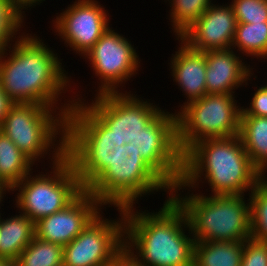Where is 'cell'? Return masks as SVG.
<instances>
[{
  "instance_id": "obj_14",
  "label": "cell",
  "mask_w": 267,
  "mask_h": 266,
  "mask_svg": "<svg viewBox=\"0 0 267 266\" xmlns=\"http://www.w3.org/2000/svg\"><path fill=\"white\" fill-rule=\"evenodd\" d=\"M71 3L60 14L55 13L57 16L52 19L51 28L60 42L82 58L112 25L111 18L109 10L99 0Z\"/></svg>"
},
{
  "instance_id": "obj_11",
  "label": "cell",
  "mask_w": 267,
  "mask_h": 266,
  "mask_svg": "<svg viewBox=\"0 0 267 266\" xmlns=\"http://www.w3.org/2000/svg\"><path fill=\"white\" fill-rule=\"evenodd\" d=\"M77 90L72 92L74 101H82L125 144L133 141L140 134L141 129L146 127L163 109L159 107V103L139 97L140 95L130 90L129 92L93 95L91 101L87 100L86 96L83 98L81 95L83 92L80 93Z\"/></svg>"
},
{
  "instance_id": "obj_9",
  "label": "cell",
  "mask_w": 267,
  "mask_h": 266,
  "mask_svg": "<svg viewBox=\"0 0 267 266\" xmlns=\"http://www.w3.org/2000/svg\"><path fill=\"white\" fill-rule=\"evenodd\" d=\"M236 97L206 94L177 111V143L182 154L200 140L239 134L242 106Z\"/></svg>"
},
{
  "instance_id": "obj_5",
  "label": "cell",
  "mask_w": 267,
  "mask_h": 266,
  "mask_svg": "<svg viewBox=\"0 0 267 266\" xmlns=\"http://www.w3.org/2000/svg\"><path fill=\"white\" fill-rule=\"evenodd\" d=\"M68 112L41 104L17 103L10 108L0 131L15 143L36 168L39 165L37 163H43L47 155L45 160L50 159L48 164L53 165L65 157Z\"/></svg>"
},
{
  "instance_id": "obj_22",
  "label": "cell",
  "mask_w": 267,
  "mask_h": 266,
  "mask_svg": "<svg viewBox=\"0 0 267 266\" xmlns=\"http://www.w3.org/2000/svg\"><path fill=\"white\" fill-rule=\"evenodd\" d=\"M34 165L15 143L0 131V182L11 190L35 170Z\"/></svg>"
},
{
  "instance_id": "obj_2",
  "label": "cell",
  "mask_w": 267,
  "mask_h": 266,
  "mask_svg": "<svg viewBox=\"0 0 267 266\" xmlns=\"http://www.w3.org/2000/svg\"><path fill=\"white\" fill-rule=\"evenodd\" d=\"M162 205L158 212L123 208L124 248L142 266H193L195 241L186 214L171 195Z\"/></svg>"
},
{
  "instance_id": "obj_6",
  "label": "cell",
  "mask_w": 267,
  "mask_h": 266,
  "mask_svg": "<svg viewBox=\"0 0 267 266\" xmlns=\"http://www.w3.org/2000/svg\"><path fill=\"white\" fill-rule=\"evenodd\" d=\"M104 207L126 208L172 188L144 161L133 144L121 145L112 163L85 189ZM149 195V196H148Z\"/></svg>"
},
{
  "instance_id": "obj_15",
  "label": "cell",
  "mask_w": 267,
  "mask_h": 266,
  "mask_svg": "<svg viewBox=\"0 0 267 266\" xmlns=\"http://www.w3.org/2000/svg\"><path fill=\"white\" fill-rule=\"evenodd\" d=\"M105 207L84 190L65 209L35 222V236L65 246L70 243Z\"/></svg>"
},
{
  "instance_id": "obj_26",
  "label": "cell",
  "mask_w": 267,
  "mask_h": 266,
  "mask_svg": "<svg viewBox=\"0 0 267 266\" xmlns=\"http://www.w3.org/2000/svg\"><path fill=\"white\" fill-rule=\"evenodd\" d=\"M251 237L267 243V176L249 193Z\"/></svg>"
},
{
  "instance_id": "obj_28",
  "label": "cell",
  "mask_w": 267,
  "mask_h": 266,
  "mask_svg": "<svg viewBox=\"0 0 267 266\" xmlns=\"http://www.w3.org/2000/svg\"><path fill=\"white\" fill-rule=\"evenodd\" d=\"M237 23H262L267 21V0H232Z\"/></svg>"
},
{
  "instance_id": "obj_21",
  "label": "cell",
  "mask_w": 267,
  "mask_h": 266,
  "mask_svg": "<svg viewBox=\"0 0 267 266\" xmlns=\"http://www.w3.org/2000/svg\"><path fill=\"white\" fill-rule=\"evenodd\" d=\"M243 241H195L193 266H241Z\"/></svg>"
},
{
  "instance_id": "obj_13",
  "label": "cell",
  "mask_w": 267,
  "mask_h": 266,
  "mask_svg": "<svg viewBox=\"0 0 267 266\" xmlns=\"http://www.w3.org/2000/svg\"><path fill=\"white\" fill-rule=\"evenodd\" d=\"M104 217V209L64 246L63 266H106L124 248V214ZM104 214V215H103Z\"/></svg>"
},
{
  "instance_id": "obj_30",
  "label": "cell",
  "mask_w": 267,
  "mask_h": 266,
  "mask_svg": "<svg viewBox=\"0 0 267 266\" xmlns=\"http://www.w3.org/2000/svg\"><path fill=\"white\" fill-rule=\"evenodd\" d=\"M267 83V82H266ZM257 86V87H255ZM254 86V94L247 106H242L241 115L267 117V84ZM256 88V89H255ZM249 105V106H248Z\"/></svg>"
},
{
  "instance_id": "obj_8",
  "label": "cell",
  "mask_w": 267,
  "mask_h": 266,
  "mask_svg": "<svg viewBox=\"0 0 267 266\" xmlns=\"http://www.w3.org/2000/svg\"><path fill=\"white\" fill-rule=\"evenodd\" d=\"M48 167L51 170L48 171L47 168L45 173L39 171V174L34 175L33 172L36 171H31L10 190L12 194L16 191L15 200L13 197L14 208L34 223L65 209L84 191L66 156Z\"/></svg>"
},
{
  "instance_id": "obj_1",
  "label": "cell",
  "mask_w": 267,
  "mask_h": 266,
  "mask_svg": "<svg viewBox=\"0 0 267 266\" xmlns=\"http://www.w3.org/2000/svg\"><path fill=\"white\" fill-rule=\"evenodd\" d=\"M44 42L25 29V33L0 54L1 88L15 104L35 103L69 111L75 101L72 95L66 99L65 94L78 85L71 81L60 55Z\"/></svg>"
},
{
  "instance_id": "obj_12",
  "label": "cell",
  "mask_w": 267,
  "mask_h": 266,
  "mask_svg": "<svg viewBox=\"0 0 267 266\" xmlns=\"http://www.w3.org/2000/svg\"><path fill=\"white\" fill-rule=\"evenodd\" d=\"M165 108L130 143L144 161L171 187L183 172V154L177 143V116Z\"/></svg>"
},
{
  "instance_id": "obj_24",
  "label": "cell",
  "mask_w": 267,
  "mask_h": 266,
  "mask_svg": "<svg viewBox=\"0 0 267 266\" xmlns=\"http://www.w3.org/2000/svg\"><path fill=\"white\" fill-rule=\"evenodd\" d=\"M163 1V0H162ZM214 0H164L170 6L168 19L170 32L178 38L187 30L213 3Z\"/></svg>"
},
{
  "instance_id": "obj_7",
  "label": "cell",
  "mask_w": 267,
  "mask_h": 266,
  "mask_svg": "<svg viewBox=\"0 0 267 266\" xmlns=\"http://www.w3.org/2000/svg\"><path fill=\"white\" fill-rule=\"evenodd\" d=\"M125 142L119 140L83 103L66 116L65 156L84 190L112 163Z\"/></svg>"
},
{
  "instance_id": "obj_31",
  "label": "cell",
  "mask_w": 267,
  "mask_h": 266,
  "mask_svg": "<svg viewBox=\"0 0 267 266\" xmlns=\"http://www.w3.org/2000/svg\"><path fill=\"white\" fill-rule=\"evenodd\" d=\"M14 104L15 103L3 91L0 85V126L3 124L7 113Z\"/></svg>"
},
{
  "instance_id": "obj_17",
  "label": "cell",
  "mask_w": 267,
  "mask_h": 266,
  "mask_svg": "<svg viewBox=\"0 0 267 266\" xmlns=\"http://www.w3.org/2000/svg\"><path fill=\"white\" fill-rule=\"evenodd\" d=\"M245 59L232 48L206 51V93L237 94L235 90L239 87L249 86L248 82L254 78L257 80L255 68Z\"/></svg>"
},
{
  "instance_id": "obj_10",
  "label": "cell",
  "mask_w": 267,
  "mask_h": 266,
  "mask_svg": "<svg viewBox=\"0 0 267 266\" xmlns=\"http://www.w3.org/2000/svg\"><path fill=\"white\" fill-rule=\"evenodd\" d=\"M131 39L110 26L82 57L98 79L96 94L128 92V81L139 75L141 59ZM124 89V90H123Z\"/></svg>"
},
{
  "instance_id": "obj_16",
  "label": "cell",
  "mask_w": 267,
  "mask_h": 266,
  "mask_svg": "<svg viewBox=\"0 0 267 266\" xmlns=\"http://www.w3.org/2000/svg\"><path fill=\"white\" fill-rule=\"evenodd\" d=\"M213 3L178 37L193 50L206 52L232 47L237 25L233 7L229 2Z\"/></svg>"
},
{
  "instance_id": "obj_27",
  "label": "cell",
  "mask_w": 267,
  "mask_h": 266,
  "mask_svg": "<svg viewBox=\"0 0 267 266\" xmlns=\"http://www.w3.org/2000/svg\"><path fill=\"white\" fill-rule=\"evenodd\" d=\"M26 19L12 0H0V54L25 33Z\"/></svg>"
},
{
  "instance_id": "obj_29",
  "label": "cell",
  "mask_w": 267,
  "mask_h": 266,
  "mask_svg": "<svg viewBox=\"0 0 267 266\" xmlns=\"http://www.w3.org/2000/svg\"><path fill=\"white\" fill-rule=\"evenodd\" d=\"M241 266H267V243L252 237L244 240Z\"/></svg>"
},
{
  "instance_id": "obj_33",
  "label": "cell",
  "mask_w": 267,
  "mask_h": 266,
  "mask_svg": "<svg viewBox=\"0 0 267 266\" xmlns=\"http://www.w3.org/2000/svg\"><path fill=\"white\" fill-rule=\"evenodd\" d=\"M6 193L7 194H11L10 190L8 188H6L1 182H0V205H3L2 202L4 201V198L6 197ZM5 195V196H4ZM3 199V200H2Z\"/></svg>"
},
{
  "instance_id": "obj_20",
  "label": "cell",
  "mask_w": 267,
  "mask_h": 266,
  "mask_svg": "<svg viewBox=\"0 0 267 266\" xmlns=\"http://www.w3.org/2000/svg\"><path fill=\"white\" fill-rule=\"evenodd\" d=\"M238 136L254 166L266 177L267 117L240 115Z\"/></svg>"
},
{
  "instance_id": "obj_34",
  "label": "cell",
  "mask_w": 267,
  "mask_h": 266,
  "mask_svg": "<svg viewBox=\"0 0 267 266\" xmlns=\"http://www.w3.org/2000/svg\"><path fill=\"white\" fill-rule=\"evenodd\" d=\"M0 266H17V263L12 259H0Z\"/></svg>"
},
{
  "instance_id": "obj_3",
  "label": "cell",
  "mask_w": 267,
  "mask_h": 266,
  "mask_svg": "<svg viewBox=\"0 0 267 266\" xmlns=\"http://www.w3.org/2000/svg\"><path fill=\"white\" fill-rule=\"evenodd\" d=\"M263 178L238 135L200 140L183 154L180 183L191 190L208 184L207 195L248 196Z\"/></svg>"
},
{
  "instance_id": "obj_18",
  "label": "cell",
  "mask_w": 267,
  "mask_h": 266,
  "mask_svg": "<svg viewBox=\"0 0 267 266\" xmlns=\"http://www.w3.org/2000/svg\"><path fill=\"white\" fill-rule=\"evenodd\" d=\"M177 51L173 53L168 63L173 82L182 91L186 100L173 109L175 114L187 103L200 99L206 93V52L196 51L188 47L179 38ZM180 46V47H179ZM180 107V108H179Z\"/></svg>"
},
{
  "instance_id": "obj_4",
  "label": "cell",
  "mask_w": 267,
  "mask_h": 266,
  "mask_svg": "<svg viewBox=\"0 0 267 266\" xmlns=\"http://www.w3.org/2000/svg\"><path fill=\"white\" fill-rule=\"evenodd\" d=\"M198 191L179 183L171 193L186 214L194 241H244L251 238L250 200L245 194L207 195L200 189Z\"/></svg>"
},
{
  "instance_id": "obj_23",
  "label": "cell",
  "mask_w": 267,
  "mask_h": 266,
  "mask_svg": "<svg viewBox=\"0 0 267 266\" xmlns=\"http://www.w3.org/2000/svg\"><path fill=\"white\" fill-rule=\"evenodd\" d=\"M233 50L241 56L267 61V21L262 23H237L232 42Z\"/></svg>"
},
{
  "instance_id": "obj_19",
  "label": "cell",
  "mask_w": 267,
  "mask_h": 266,
  "mask_svg": "<svg viewBox=\"0 0 267 266\" xmlns=\"http://www.w3.org/2000/svg\"><path fill=\"white\" fill-rule=\"evenodd\" d=\"M18 213L8 215L9 218L0 216V259L16 260L35 237V223L22 212Z\"/></svg>"
},
{
  "instance_id": "obj_25",
  "label": "cell",
  "mask_w": 267,
  "mask_h": 266,
  "mask_svg": "<svg viewBox=\"0 0 267 266\" xmlns=\"http://www.w3.org/2000/svg\"><path fill=\"white\" fill-rule=\"evenodd\" d=\"M64 247L43 241L36 236L21 251L17 266H63Z\"/></svg>"
},
{
  "instance_id": "obj_32",
  "label": "cell",
  "mask_w": 267,
  "mask_h": 266,
  "mask_svg": "<svg viewBox=\"0 0 267 266\" xmlns=\"http://www.w3.org/2000/svg\"><path fill=\"white\" fill-rule=\"evenodd\" d=\"M46 0H12L15 7L26 17L27 10L31 11L32 8H35L37 5H41V3ZM26 10V11H24Z\"/></svg>"
}]
</instances>
